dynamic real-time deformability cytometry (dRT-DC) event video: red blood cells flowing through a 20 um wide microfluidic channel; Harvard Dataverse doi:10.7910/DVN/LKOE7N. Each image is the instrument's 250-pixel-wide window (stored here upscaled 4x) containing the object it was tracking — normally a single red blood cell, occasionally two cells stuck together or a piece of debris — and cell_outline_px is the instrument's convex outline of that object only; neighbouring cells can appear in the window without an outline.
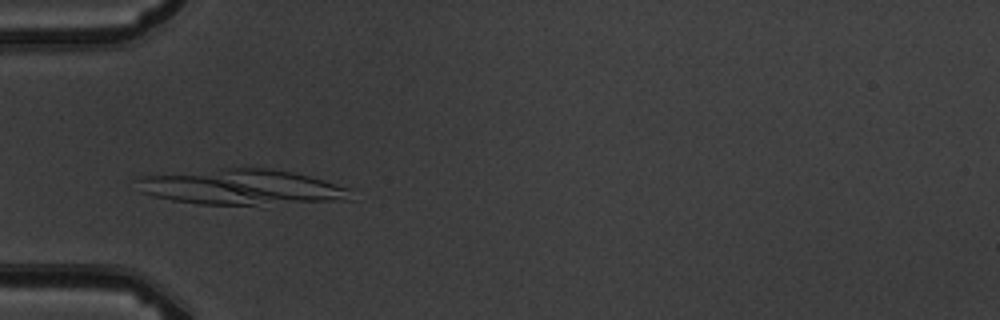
{"species": "common noctule bat (a hibernating species)", "species_latin": "Nyctalus noctula", "temperature_condition": "warm", "stored_images_in_passage": 5, "camera_frame_rate_fps": 3000, "um_per_image_px": 0.085, "animal": {"sex": "male", "body_mass_g": 19.5, "forearm_length_mm": 54.6}, "frame": {"image": 1, "passage_image": 4, "time_ms": 3.333, "image_size_px": [1000, 320], "cell_outline_px": [[352, 200], [264, 208], [200, 204], [172, 200], [152, 196], [140, 192], [136, 180], [144, 176], [220, 168], [264, 168], [292, 172], [324, 180], [352, 188]], "centroid_in_image_um": [20.7, 15.97], "position_along_channel_um": 64.3, "area_um2": 46.18}}